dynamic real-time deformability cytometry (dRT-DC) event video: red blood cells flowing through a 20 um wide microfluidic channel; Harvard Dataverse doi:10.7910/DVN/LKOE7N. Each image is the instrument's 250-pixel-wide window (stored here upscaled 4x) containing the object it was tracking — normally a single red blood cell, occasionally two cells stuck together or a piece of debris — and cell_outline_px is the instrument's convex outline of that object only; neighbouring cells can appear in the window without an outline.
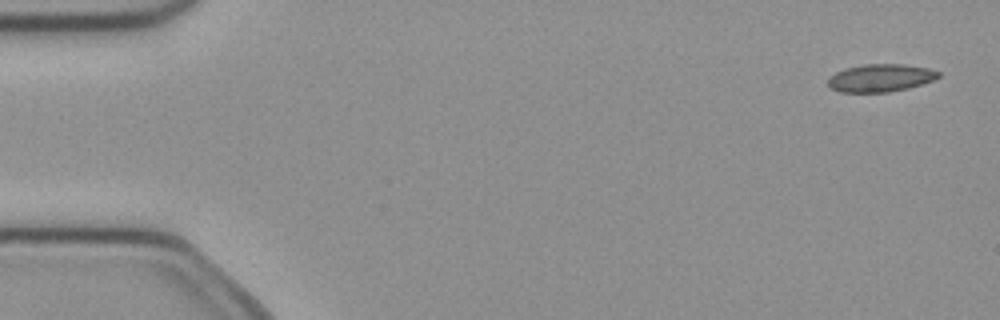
{"species": "common noctule bat (a hibernating species)", "species_latin": "Nyctalus noctula", "temperature_condition": "cold", "stored_images_in_passage": 6, "camera_frame_rate_fps": 3000, "um_per_image_px": 0.085, "animal": {"sex": "female", "body_mass_g": 21.9}, "frame": {"image": 1, "passage_image": 1, "time_ms": 0.0, "image_size_px": [1000, 320], "cell_outline_px": [[940, 76], [932, 80], [908, 88], [888, 92], [840, 92], [832, 88], [828, 84], [828, 80], [836, 72], [844, 68], [864, 64], [904, 64], [928, 68], [940, 72]], "centroid_in_image_um": [74.84, 6.61], "position_along_channel_um": 10.2, "area_um2": 17.69}}
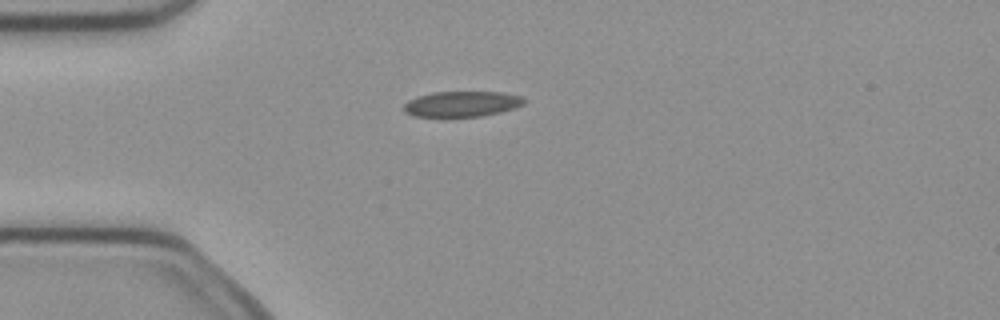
{"frame": {"image": 2, "passage_image": 4, "time_ms": 1.0, "image_size_px": [1000, 320], "cell_outline_px": [[524, 104], [516, 108], [484, 116], [416, 116], [404, 112], [404, 104], [408, 100], [416, 96], [432, 92], [504, 92], [520, 96], [524, 100]], "centroid_in_image_um": [39.26, 8.83], "position_along_channel_um": 45.7, "area_um2": 17.86}}